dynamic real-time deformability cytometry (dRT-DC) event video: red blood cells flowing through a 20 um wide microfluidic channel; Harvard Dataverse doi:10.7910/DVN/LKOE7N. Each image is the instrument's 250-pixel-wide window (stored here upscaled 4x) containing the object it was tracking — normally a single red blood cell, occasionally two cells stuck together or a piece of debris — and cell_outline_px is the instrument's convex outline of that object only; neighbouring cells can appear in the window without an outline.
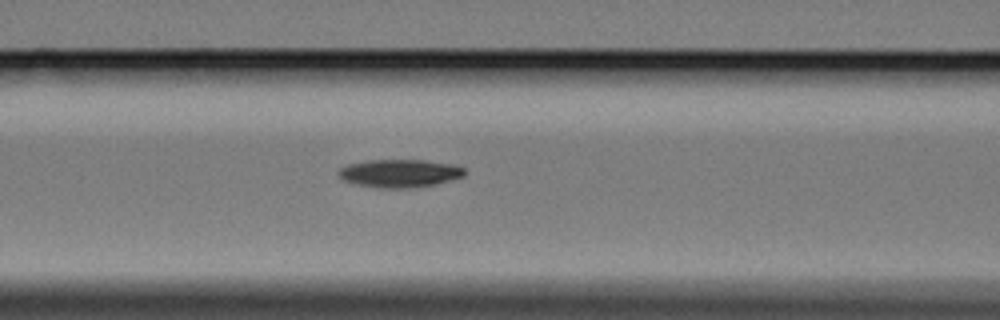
{"species": "Egyptian fruit bat (a non-hibernating species)", "species_latin": "Rousettus aegyptiacus", "temperature_condition": "cold", "stored_images_in_passage": 5, "camera_frame_rate_fps": 3000, "um_per_image_px": 0.085, "animal": {"sex": "female"}, "frame": {"image": 1, "passage_image": 5, "time_ms": 5.667, "image_size_px": [1000, 320], "cell_outline_px": [[464, 176], [436, 184], [408, 188], [380, 188], [360, 184], [344, 180], [336, 172], [340, 168], [348, 164], [368, 160], [424, 160], [452, 164], [464, 168]], "centroid_in_image_um": [33.97, 14.72], "position_along_channel_um": 132.6, "area_um2": 20.35}}